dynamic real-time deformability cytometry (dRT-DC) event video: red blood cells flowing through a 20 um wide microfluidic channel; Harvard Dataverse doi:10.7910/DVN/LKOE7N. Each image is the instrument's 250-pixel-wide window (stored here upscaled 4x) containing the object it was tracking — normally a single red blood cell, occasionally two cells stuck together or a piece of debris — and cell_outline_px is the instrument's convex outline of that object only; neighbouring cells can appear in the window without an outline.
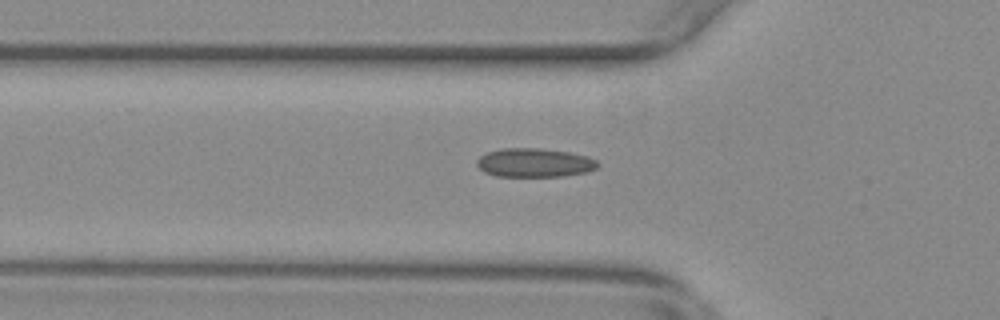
{"species": "common noctule bat (a hibernating species)", "species_latin": "Nyctalus noctula", "temperature_condition": "warm", "stored_images_in_passage": 20, "camera_frame_rate_fps": 3000, "um_per_image_px": 0.085, "animal": {"sex": "female", "body_mass_g": 29.2, "forearm_length_mm": 56.3}, "frame": {"image": 1, "passage_image": 19, "time_ms": 6.0, "image_size_px": [1000, 320], "cell_outline_px": [[600, 164], [596, 168], [588, 172], [564, 176], [496, 176], [484, 172], [476, 164], [476, 160], [480, 156], [488, 152], [500, 148], [540, 148], [568, 152], [588, 156], [596, 160]], "centroid_in_image_um": [45.44, 13.83], "position_along_channel_um": 80.4, "area_um2": 20.4}}